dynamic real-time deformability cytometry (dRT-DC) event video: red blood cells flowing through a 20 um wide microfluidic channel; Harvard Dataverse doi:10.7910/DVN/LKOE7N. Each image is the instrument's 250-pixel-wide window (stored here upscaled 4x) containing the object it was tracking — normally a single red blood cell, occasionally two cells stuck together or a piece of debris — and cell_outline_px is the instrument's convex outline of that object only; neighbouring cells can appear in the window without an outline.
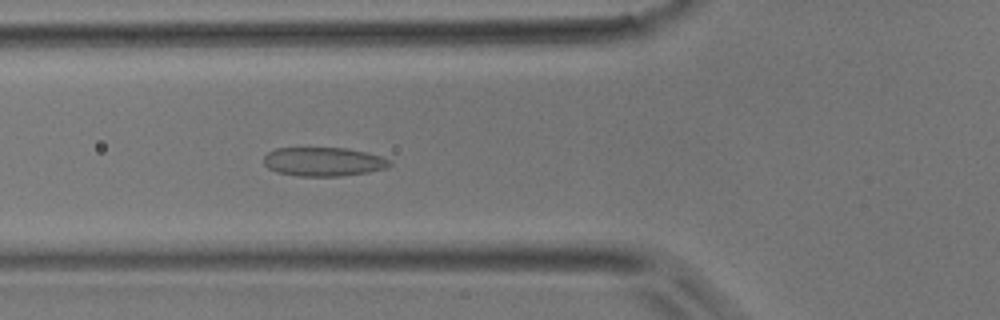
{"species": "common noctule bat (a hibernating species)", "species_latin": "Nyctalus noctula", "temperature_condition": "room temperature", "stored_images_in_passage": 44, "camera_frame_rate_fps": 3000, "um_per_image_px": 0.085, "animal": {"sex": "male", "body_mass_g": 17.9}, "frame": {"image": 1, "passage_image": 15, "time_ms": 4.667, "image_size_px": [1000, 320], "cell_outline_px": [[392, 164], [388, 168], [368, 172], [340, 176], [296, 176], [276, 172], [268, 168], [264, 164], [264, 156], [268, 152], [276, 148], [348, 148], [368, 152], [392, 160]], "centroid_in_image_um": [27.52, 13.74], "position_along_channel_um": 98.3, "area_um2": 21.44}}
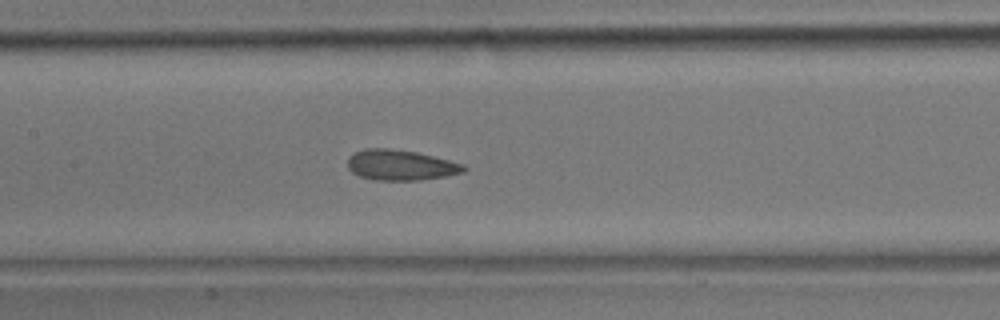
{"frame": {"image": 2, "passage_image": 20, "time_ms": 6.333, "image_size_px": [1000, 320], "cell_outline_px": [[468, 168], [464, 172], [444, 176], [420, 180], [376, 180], [360, 176], [352, 172], [348, 168], [348, 156], [364, 148], [388, 148], [416, 152], [464, 164]], "centroid_in_image_um": [34.04, 14.03], "position_along_channel_um": 173.4, "area_um2": 20.52}}
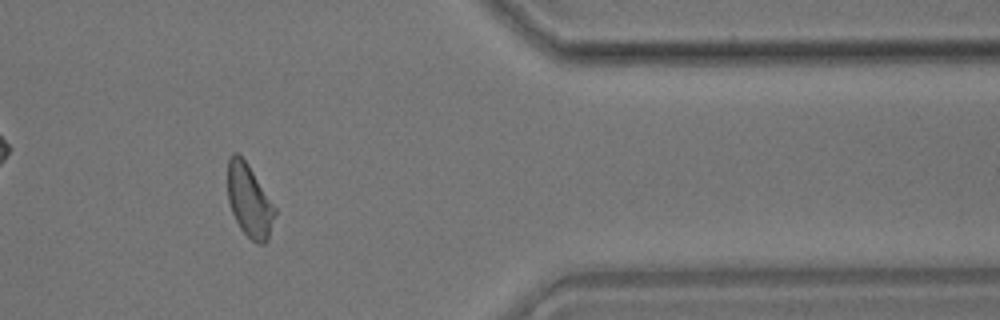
{"frame": {"image": 3, "passage_image": 36, "time_ms": 11.667, "image_size_px": [1000, 320], "cell_outline_px": [[276, 212], [268, 240], [264, 244], [260, 244], [252, 240], [240, 228], [232, 212], [228, 200], [228, 156], [232, 152], [236, 152], [248, 164], [276, 208]], "centroid_in_image_um": [21.19, 17.05], "position_along_channel_um": 390.2, "area_um2": 19.88}}